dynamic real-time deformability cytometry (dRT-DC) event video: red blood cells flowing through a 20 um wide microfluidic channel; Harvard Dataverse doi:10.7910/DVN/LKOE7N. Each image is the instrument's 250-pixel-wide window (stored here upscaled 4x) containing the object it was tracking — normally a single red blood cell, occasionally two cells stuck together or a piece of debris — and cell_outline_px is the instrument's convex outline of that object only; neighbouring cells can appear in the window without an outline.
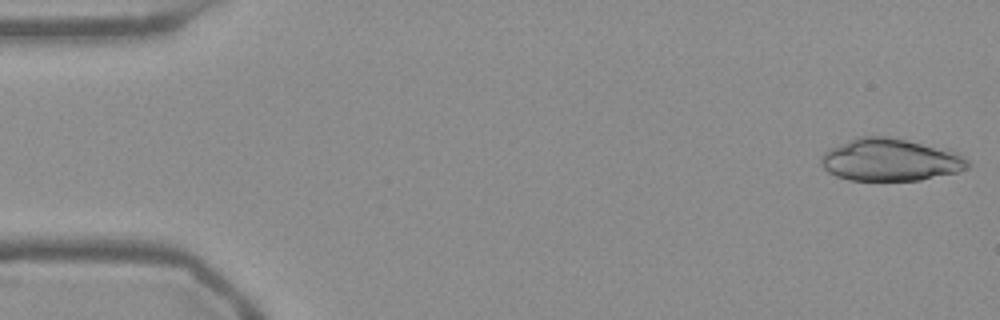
{"species": "Egyptian fruit bat (a non-hibernating species)", "species_latin": "Rousettus aegyptiacus", "temperature_condition": "warm", "stored_images_in_passage": 52, "camera_frame_rate_fps": 3000, "um_per_image_px": 0.085, "frame": {"image": 1, "passage_image": 1, "time_ms": 0.0, "image_size_px": [1000, 320], "cell_outline_px": [[968, 168], [960, 172], [920, 180], [848, 180], [836, 176], [828, 172], [824, 168], [820, 160], [820, 156], [828, 148], [856, 136], [888, 136], [908, 140], [956, 152], [968, 160]], "centroid_in_image_um": [75.63, 13.58], "position_along_channel_um": 9.4, "area_um2": 36.41}}